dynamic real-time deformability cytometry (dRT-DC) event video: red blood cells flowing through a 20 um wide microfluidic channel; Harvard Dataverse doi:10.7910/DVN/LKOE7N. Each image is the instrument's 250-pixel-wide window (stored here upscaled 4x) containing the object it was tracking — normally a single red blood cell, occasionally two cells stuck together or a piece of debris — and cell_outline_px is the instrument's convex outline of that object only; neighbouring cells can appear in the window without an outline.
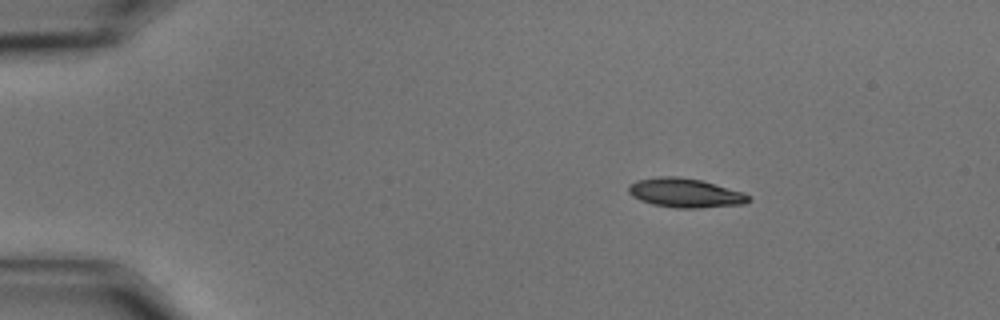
{"species": "common noctule bat (a hibernating species)", "species_latin": "Nyctalus noctula", "temperature_condition": "cold", "stored_images_in_passage": 57, "camera_frame_rate_fps": 3000, "um_per_image_px": 0.085, "animal": {"sex": "male", "body_mass_g": 15.6}, "frame": {"image": 1, "passage_image": 9, "time_ms": 2.667, "image_size_px": [1000, 320], "cell_outline_px": [[752, 200], [744, 204], [696, 208], [676, 208], [652, 204], [640, 200], [632, 196], [628, 192], [628, 184], [636, 180], [660, 176], [676, 176], [700, 180], [744, 192], [752, 196]], "centroid_in_image_um": [58.24, 16.4], "position_along_channel_um": 26.8, "area_um2": 20.52}}
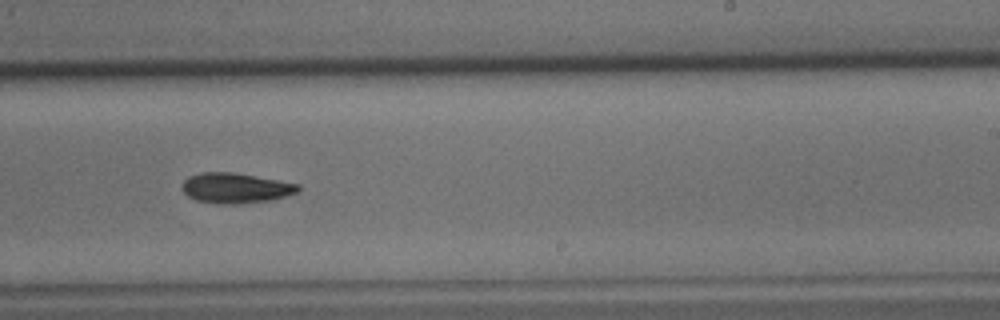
{"frame": {"image": 2, "passage_image": 36, "time_ms": 11.667, "image_size_px": [1000, 320], "cell_outline_px": [[300, 188], [296, 192], [272, 200], [236, 204], [216, 204], [196, 200], [188, 196], [180, 188], [184, 180], [188, 176], [200, 172], [232, 172], [300, 184]], "centroid_in_image_um": [19.97, 15.98], "position_along_channel_um": 269.0, "area_um2": 20.46}}
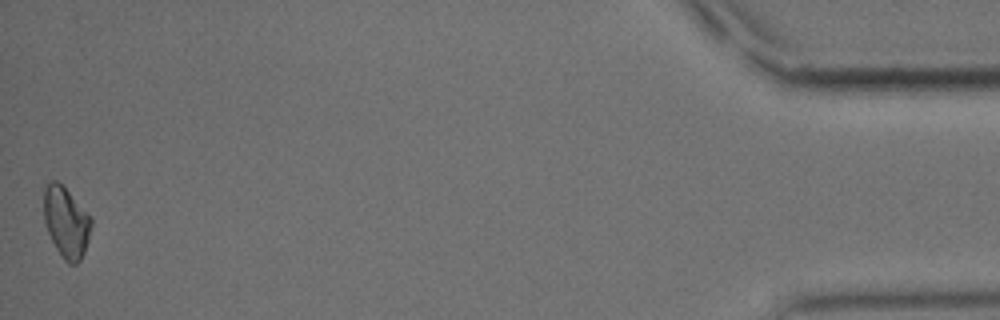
{"frame": {"image": 3, "passage_image": 57, "time_ms": 18.667, "image_size_px": [1000, 320], "cell_outline_px": [[92, 224], [88, 240], [84, 252], [80, 260], [76, 264], [68, 264], [64, 260], [56, 248], [48, 232], [44, 220], [44, 188], [52, 180], [56, 180], [92, 216]], "centroid_in_image_um": [5.64, 18.91], "position_along_channel_um": 429.6, "area_um2": 19.36}, "authors_computed_cell_mechanics": {"area_um2": 19.8832, "velocity_mm_per_s": 3.5035, "shape_relaxation_time_tau1_ms": 3.342, "shape_relaxation_time_tau2_ms": null, "deformation_change_tau1": 0.1203, "deformation_change_tau2": null}}